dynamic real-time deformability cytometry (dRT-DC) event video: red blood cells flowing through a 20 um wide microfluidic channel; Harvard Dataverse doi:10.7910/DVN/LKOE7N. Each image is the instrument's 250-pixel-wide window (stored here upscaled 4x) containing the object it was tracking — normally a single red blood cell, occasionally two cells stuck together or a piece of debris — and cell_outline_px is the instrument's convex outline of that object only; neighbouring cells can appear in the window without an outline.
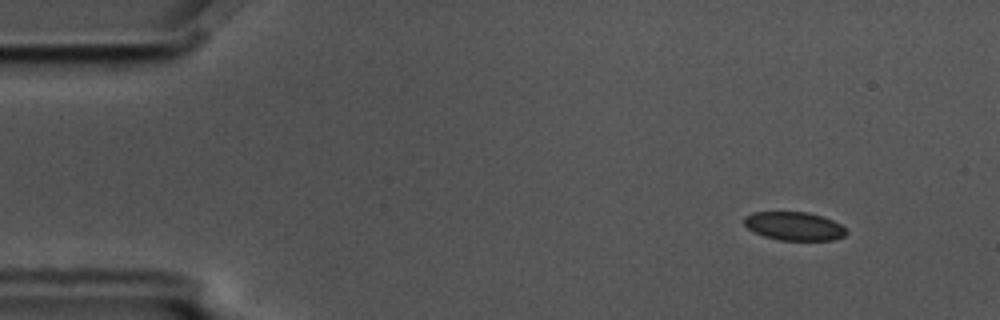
{"species": "common noctule bat (a hibernating species)", "species_latin": "Nyctalus noctula", "temperature_condition": "cold", "stored_images_in_passage": 5, "camera_frame_rate_fps": 3000, "um_per_image_px": 0.085, "animal": {"sex": "male", "body_mass_g": 17.5, "forearm_length_mm": 52.3}, "frame": {"image": 1, "passage_image": 2, "time_ms": 0.333, "image_size_px": [1000, 320], "cell_outline_px": [[848, 232], [844, 236], [832, 240], [780, 240], [764, 236], [748, 228], [744, 224], [744, 216], [752, 212], [808, 212], [832, 220], [840, 224]], "centroid_in_image_um": [67.49, 19.22], "position_along_channel_um": 17.5, "area_um2": 16.82}}
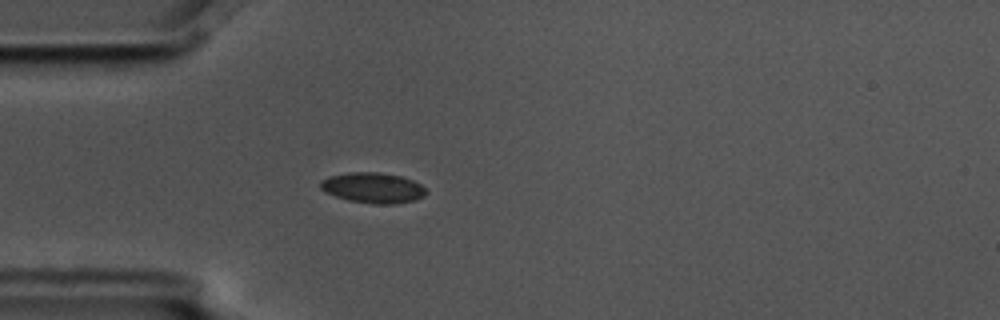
{"frame": {"image": 2, "passage_image": 5, "time_ms": 1.333, "image_size_px": [1000, 320], "cell_outline_px": [[428, 192], [424, 196], [416, 200], [396, 204], [372, 204], [348, 200], [336, 196], [320, 188], [320, 180], [328, 176], [348, 172], [380, 172], [400, 176], [412, 180], [420, 184]], "centroid_in_image_um": [31.71, 15.96], "position_along_channel_um": 53.3, "area_um2": 18.84}}